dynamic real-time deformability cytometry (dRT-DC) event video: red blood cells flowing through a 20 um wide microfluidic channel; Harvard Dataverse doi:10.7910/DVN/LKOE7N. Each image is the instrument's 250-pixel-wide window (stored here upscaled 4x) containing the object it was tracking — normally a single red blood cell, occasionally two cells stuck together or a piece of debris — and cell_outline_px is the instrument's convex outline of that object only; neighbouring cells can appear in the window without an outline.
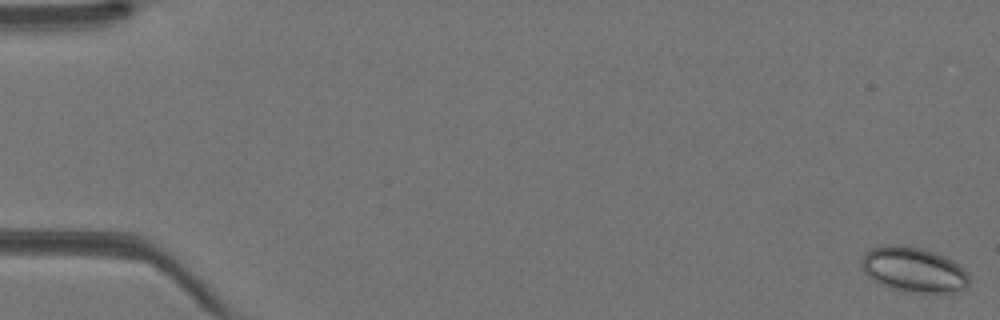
{"species": "Egyptian fruit bat (a non-hibernating species)", "species_latin": "Rousettus aegyptiacus", "temperature_condition": "warm", "stored_images_in_passage": 44, "camera_frame_rate_fps": 3000, "um_per_image_px": 0.085, "animal": {"sex": "female"}, "frame": {"image": 1, "passage_image": 1, "time_ms": 0.0, "image_size_px": [1000, 320], "cell_outline_px": [[968, 284], [960, 292], [904, 292], [888, 288], [872, 280], [860, 268], [860, 260], [872, 248], [888, 244], [900, 244], [924, 248], [936, 252], [952, 260], [968, 272]], "centroid_in_image_um": [77.64, 22.92], "position_along_channel_um": 7.4, "area_um2": 28.61}}
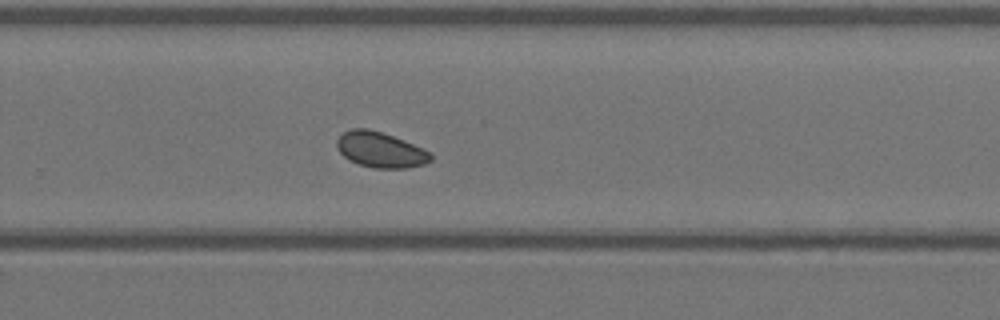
{"frame": {"image": 2, "passage_image": 30, "time_ms": 9.667, "image_size_px": [1000, 320], "cell_outline_px": [[432, 160], [424, 164], [408, 168], [376, 168], [360, 164], [344, 156], [336, 148], [336, 140], [344, 132], [352, 128], [368, 128], [384, 132], [404, 140], [432, 152]], "centroid_in_image_um": [32.36, 12.71], "position_along_channel_um": 297.4, "area_um2": 19.48}}
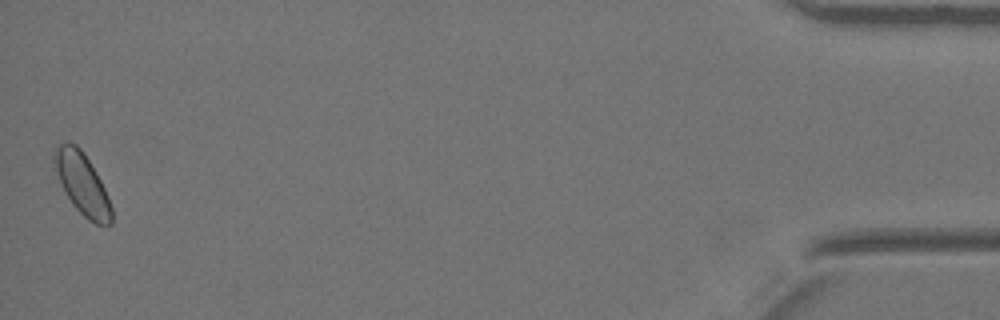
{"frame": {"image": 3, "passage_image": 44, "time_ms": 14.333, "image_size_px": [1000, 320], "cell_outline_px": [[112, 224], [96, 224], [88, 220], [72, 204], [60, 184], [52, 160], [52, 152], [60, 144], [68, 140], [76, 144], [80, 148], [96, 172], [108, 196], [112, 208]], "centroid_in_image_um": [6.96, 15.59], "position_along_channel_um": 428.2, "area_um2": 20.52}}